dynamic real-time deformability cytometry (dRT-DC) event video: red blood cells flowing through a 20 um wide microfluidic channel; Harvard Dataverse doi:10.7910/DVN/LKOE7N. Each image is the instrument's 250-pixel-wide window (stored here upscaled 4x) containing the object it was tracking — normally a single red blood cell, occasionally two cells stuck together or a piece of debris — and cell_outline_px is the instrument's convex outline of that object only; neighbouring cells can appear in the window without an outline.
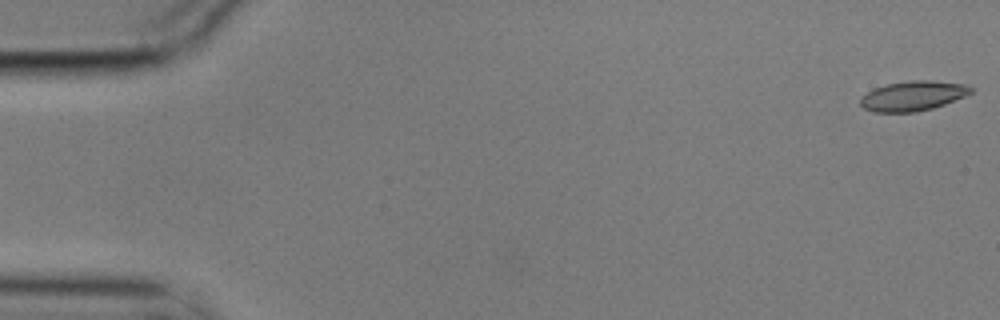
{"species": "common noctule bat (a hibernating species)", "species_latin": "Nyctalus noctula", "temperature_condition": "cold", "stored_images_in_passage": 7, "camera_frame_rate_fps": 3000, "um_per_image_px": 0.085, "animal": {"sex": "male", "body_mass_g": 17.9}, "frame": {"image": 1, "passage_image": 1, "time_ms": 0.0, "image_size_px": [1000, 320], "cell_outline_px": [[972, 92], [964, 96], [944, 104], [932, 108], [916, 112], [872, 112], [864, 108], [860, 104], [860, 96], [876, 88], [888, 84], [908, 80], [928, 80], [968, 84], [972, 88]], "centroid_in_image_um": [77.59, 8.15], "position_along_channel_um": 7.4, "area_um2": 19.13}}
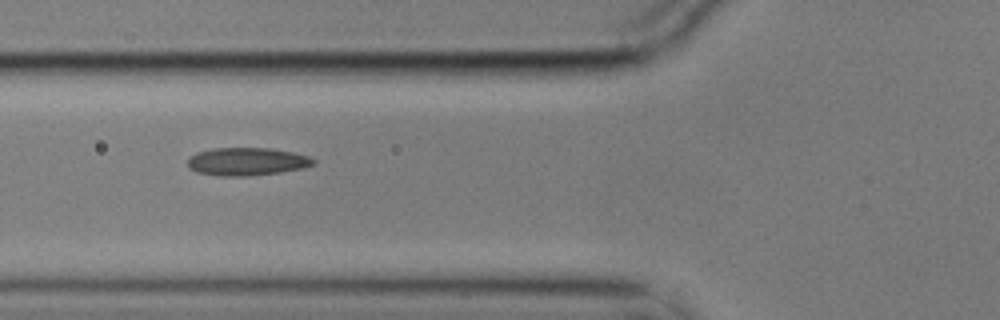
{"frame": {"image": 2, "passage_image": 6, "time_ms": 1.667, "image_size_px": [1000, 320], "cell_outline_px": [[316, 164], [304, 168], [280, 172], [248, 176], [220, 176], [196, 172], [188, 168], [188, 160], [196, 152], [212, 148], [268, 148], [292, 152], [308, 156], [316, 160]], "centroid_in_image_um": [20.99, 13.73], "position_along_channel_um": 104.8, "area_um2": 20.52}}
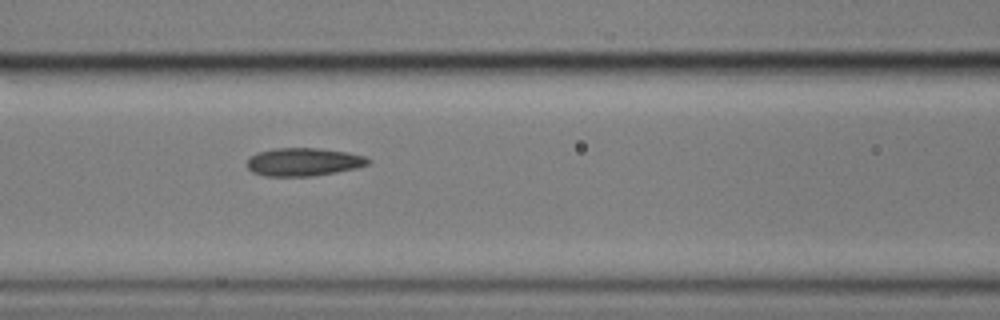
{"frame": {"image": 3, "passage_image": 7, "time_ms": 2.0, "image_size_px": [1000, 320], "cell_outline_px": [[372, 160], [368, 164], [356, 168], [336, 172], [312, 176], [264, 176], [252, 172], [248, 168], [248, 156], [256, 152], [272, 148], [316, 148], [348, 152], [364, 156]], "centroid_in_image_um": [25.77, 13.76], "position_along_channel_um": 140.8, "area_um2": 19.94}}